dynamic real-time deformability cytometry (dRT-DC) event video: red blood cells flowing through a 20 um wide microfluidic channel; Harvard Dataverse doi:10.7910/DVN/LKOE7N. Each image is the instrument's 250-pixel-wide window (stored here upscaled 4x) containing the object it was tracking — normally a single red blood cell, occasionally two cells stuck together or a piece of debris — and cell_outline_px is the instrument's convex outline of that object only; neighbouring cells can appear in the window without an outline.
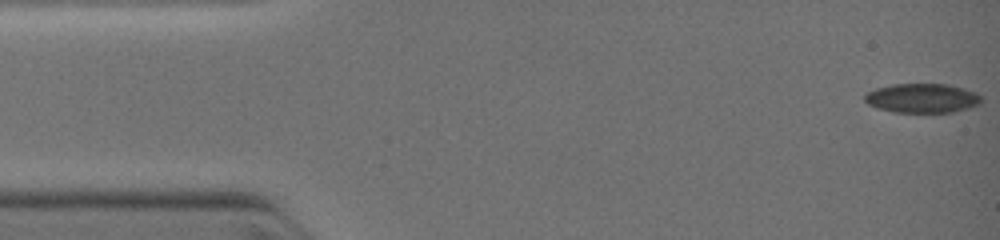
{"species": "common noctule bat (a hibernating species)", "species_latin": "Nyctalus noctula", "temperature_condition": "warm", "stored_images_in_passage": 12, "camera_frame_rate_fps": 3000, "um_per_image_px": 0.085, "animal": {"sex": "female", "body_mass_g": 19.0, "forearm_length_mm": 51.5}, "frame": {"image": 1, "passage_image": 1, "time_ms": 0.0, "image_size_px": [1000, 240], "cell_outline_px": [[980, 104], [968, 108], [952, 112], [896, 112], [876, 108], [868, 104], [864, 100], [864, 96], [868, 92], [876, 88], [892, 84], [948, 84], [964, 88], [976, 92], [980, 96]], "centroid_in_image_um": [78.38, 8.34], "position_along_channel_um": 6.6, "area_um2": 19.88}}
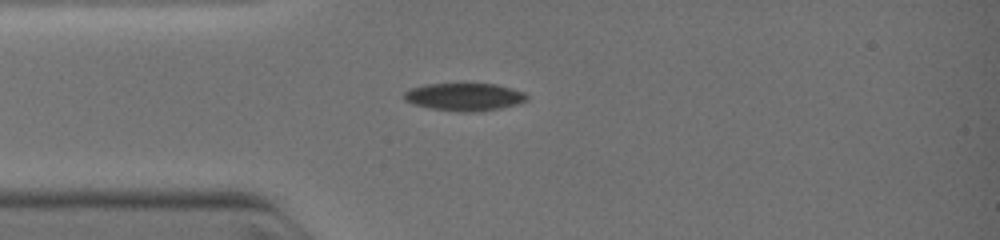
{"frame": {"image": 2, "passage_image": 7, "time_ms": 3.0, "image_size_px": [1000, 240], "cell_outline_px": [[528, 100], [520, 104], [500, 108], [472, 112], [464, 112], [428, 108], [404, 100], [404, 92], [412, 88], [424, 84], [496, 84], [512, 88], [524, 92], [528, 96]], "centroid_in_image_um": [39.51, 8.23], "position_along_channel_um": 45.5, "area_um2": 19.77}}
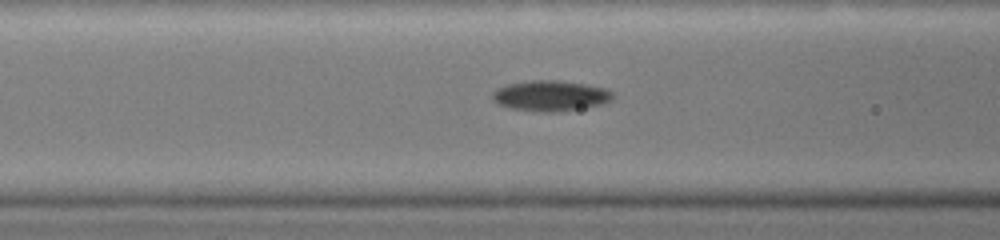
{"frame": {"image": 3, "passage_image": 11, "time_ms": 4.667, "image_size_px": [1000, 240], "cell_outline_px": [[612, 100], [604, 104], [560, 112], [544, 112], [508, 108], [492, 100], [492, 92], [496, 88], [508, 84], [532, 80], [556, 80], [588, 84], [608, 88], [612, 92]], "centroid_in_image_um": [46.81, 8.14], "position_along_channel_um": 119.8, "area_um2": 21.68}}